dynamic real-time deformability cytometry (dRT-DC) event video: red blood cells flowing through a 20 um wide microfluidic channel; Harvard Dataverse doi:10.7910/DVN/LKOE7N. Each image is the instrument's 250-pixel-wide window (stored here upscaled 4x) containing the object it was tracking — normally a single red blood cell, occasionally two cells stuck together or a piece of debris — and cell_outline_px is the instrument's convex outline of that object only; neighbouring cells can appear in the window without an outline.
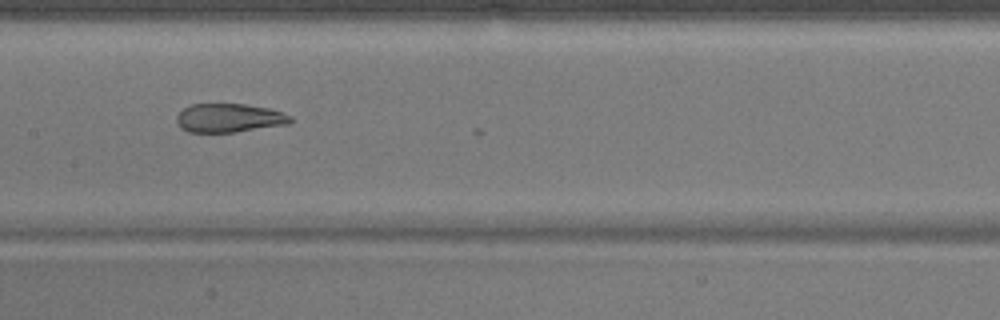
{"species": "common noctule bat (a hibernating species)", "species_latin": "Nyctalus noctula", "temperature_condition": "warm", "stored_images_in_passage": 27, "camera_frame_rate_fps": 3000, "um_per_image_px": 0.085, "animal": {"sex": "male", "body_mass_g": 17.9}, "frame": {"image": 1, "passage_image": 26, "time_ms": 8.333, "image_size_px": [1000, 320], "cell_outline_px": [[292, 120], [288, 124], [236, 132], [188, 132], [180, 128], [176, 120], [176, 116], [184, 108], [192, 104], [244, 104], [268, 108], [292, 116]], "centroid_in_image_um": [19.46, 10.03], "position_along_channel_um": 187.9, "area_um2": 19.02}}